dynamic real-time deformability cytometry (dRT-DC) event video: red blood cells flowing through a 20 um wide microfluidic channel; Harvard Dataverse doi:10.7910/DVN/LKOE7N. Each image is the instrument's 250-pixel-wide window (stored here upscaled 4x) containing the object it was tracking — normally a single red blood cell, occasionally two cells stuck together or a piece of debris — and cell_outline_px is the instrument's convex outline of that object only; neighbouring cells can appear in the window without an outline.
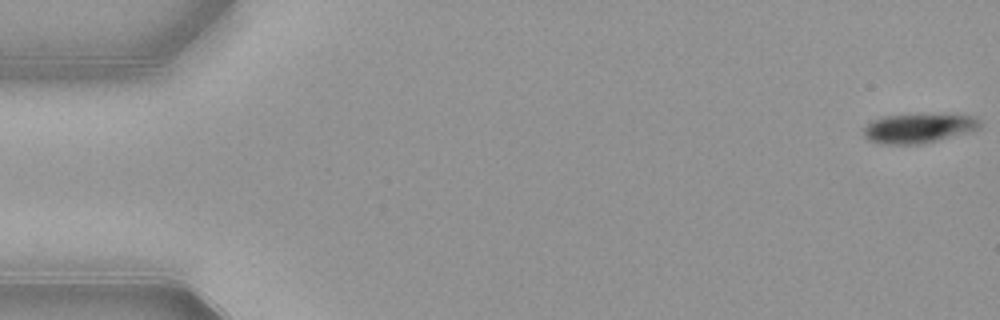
{"species": "common noctule bat (a hibernating species)", "species_latin": "Nyctalus noctula", "temperature_condition": "warm", "stored_images_in_passage": 53, "camera_frame_rate_fps": 3000, "um_per_image_px": 0.085, "animal": {"sex": "female", "body_mass_g": 21.9}, "frame": {"image": 1, "passage_image": 1, "time_ms": 0.0, "image_size_px": [1000, 320], "cell_outline_px": [[980, 128], [936, 140], [920, 144], [880, 144], [868, 140], [864, 136], [864, 128], [872, 120], [884, 116], [976, 116], [980, 120]], "centroid_in_image_um": [78.0, 10.93], "position_along_channel_um": 7.0, "area_um2": 19.02}}
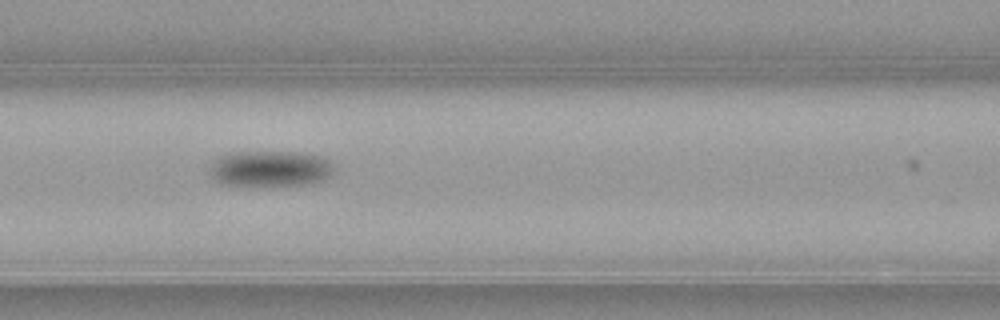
{"frame": {"image": 2, "passage_image": 23, "time_ms": 7.333, "image_size_px": [1000, 320], "cell_outline_px": [[336, 168], [332, 176], [324, 180], [308, 184], [256, 188], [220, 184], [208, 172], [208, 168], [212, 160], [228, 152], [300, 152], [320, 156], [328, 160]], "centroid_in_image_um": [22.93, 14.37], "position_along_channel_um": 143.7, "area_um2": 27.28}}
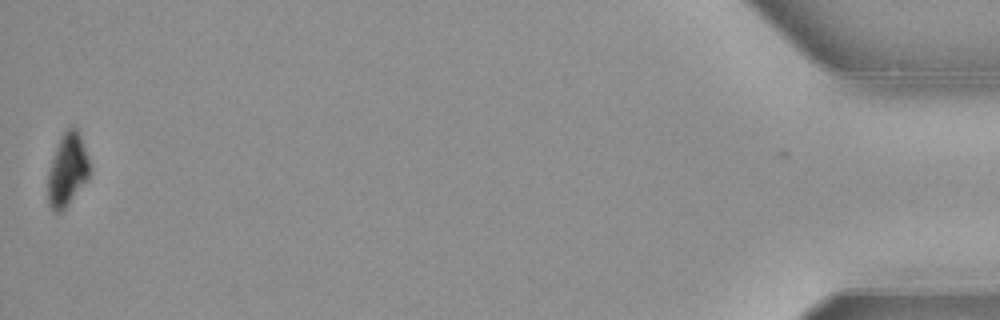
{"frame": {"image": 3, "passage_image": 53, "time_ms": 17.333, "image_size_px": [1000, 320], "cell_outline_px": [[88, 180], [64, 212], [52, 212], [48, 204], [48, 172], [60, 136], [68, 128], [76, 128], [80, 136], [88, 160]], "centroid_in_image_um": [5.7, 14.54], "position_along_channel_um": 429.5, "area_um2": 17.63}, "authors_computed_cell_mechanics": {"area_um2": 23.3512, "velocity_mm_per_s": 3.874, "shape_relaxation_time_tau1_ms": 1.9499, "shape_relaxation_time_tau2_ms": null, "deformation_change_tau1": 0.1141, "deformation_change_tau2": null}}